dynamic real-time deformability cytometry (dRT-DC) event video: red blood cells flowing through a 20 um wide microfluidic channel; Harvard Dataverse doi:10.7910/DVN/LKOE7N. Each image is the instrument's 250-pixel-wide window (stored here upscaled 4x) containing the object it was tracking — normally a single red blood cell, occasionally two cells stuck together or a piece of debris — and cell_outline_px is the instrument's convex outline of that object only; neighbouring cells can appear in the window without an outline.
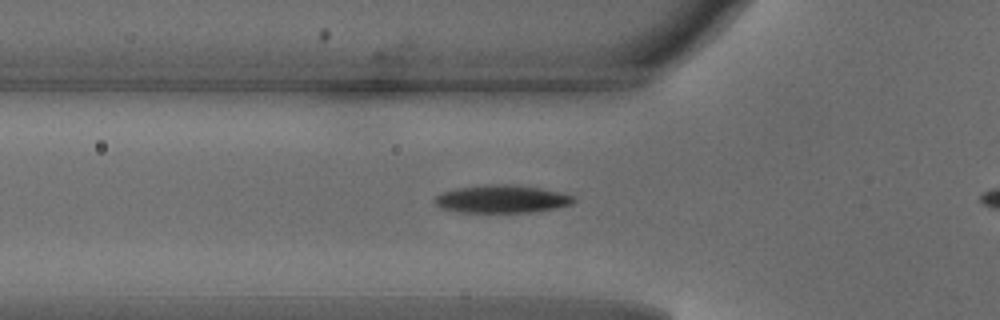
{"species": "common noctule bat (a hibernating species)", "species_latin": "Nyctalus noctula", "temperature_condition": "warm", "stored_images_in_passage": 28, "camera_frame_rate_fps": 3000, "um_per_image_px": 0.085, "animal": {"sex": "male", "body_mass_g": 18.8}, "frame": {"image": 1, "passage_image": 2, "time_ms": 0.333, "image_size_px": [1000, 320], "cell_outline_px": [[576, 200], [572, 204], [556, 208], [536, 212], [460, 212], [440, 208], [432, 200], [436, 196], [444, 192], [456, 188], [484, 184], [512, 184], [540, 188], [560, 192], [576, 196]], "centroid_in_image_um": [42.68, 16.91], "position_along_channel_um": 83.1, "area_um2": 22.77}}
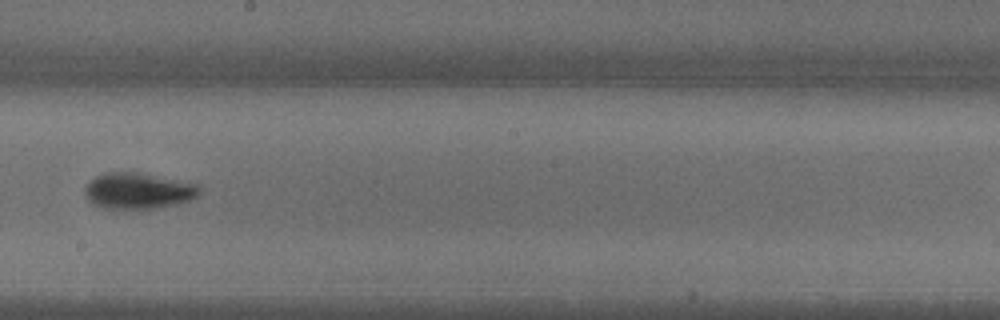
{"frame": {"image": 2, "passage_image": 13, "time_ms": 4.0, "image_size_px": [1000, 320], "cell_outline_px": [[200, 192], [192, 200], [160, 208], [104, 208], [92, 204], [84, 196], [84, 188], [96, 176], [108, 172], [136, 172], [200, 184]], "centroid_in_image_um": [11.76, 16.22], "position_along_channel_um": 236.4, "area_um2": 24.1}}
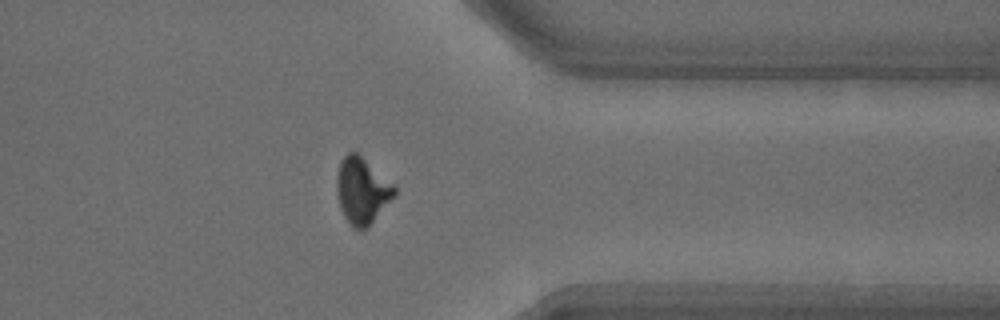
{"frame": {"image": 3, "passage_image": 24, "time_ms": 7.667, "image_size_px": [1000, 320], "cell_outline_px": [[396, 192], [368, 228], [352, 228], [344, 216], [340, 208], [336, 192], [336, 176], [340, 160], [348, 152], [356, 152], [392, 184], [396, 188]], "centroid_in_image_um": [30.71, 16.22], "position_along_channel_um": 380.7, "area_um2": 21.85}, "authors_computed_cell_mechanics": {"area_um2": 22.5998, "velocity_mm_per_s": 4.1589, "shape_relaxation_time_tau1_ms": 2.5422, "shape_relaxation_time_tau2_ms": 2.6104, "deformation_change_tau1": 0.1566, "deformation_change_tau2": 0.0685}}